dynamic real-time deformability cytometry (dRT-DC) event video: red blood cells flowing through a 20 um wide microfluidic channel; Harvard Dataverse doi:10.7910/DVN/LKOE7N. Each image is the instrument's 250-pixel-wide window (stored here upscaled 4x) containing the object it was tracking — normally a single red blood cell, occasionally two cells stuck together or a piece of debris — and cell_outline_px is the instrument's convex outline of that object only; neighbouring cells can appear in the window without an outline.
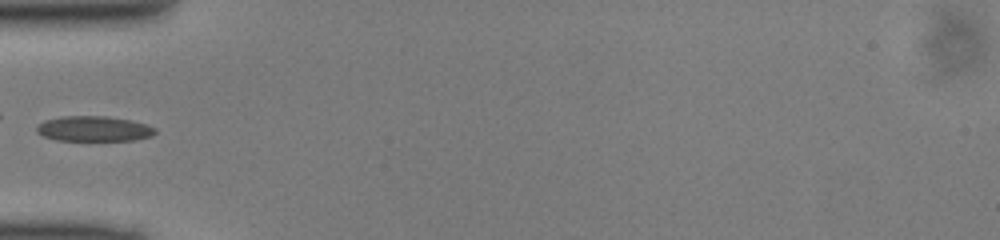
{"species": "common noctule bat (a hibernating species)", "species_latin": "Nyctalus noctula", "temperature_condition": "cold", "stored_images_in_passage": 32, "camera_frame_rate_fps": 3000, "um_per_image_px": 0.085, "animal": {"sex": "male", "body_mass_g": 13.0, "forearm_length_mm": 53.1}, "frame": {"image": 1, "passage_image": 1, "time_ms": 0.0, "image_size_px": [1000, 240], "cell_outline_px": [[156, 132], [152, 136], [136, 140], [56, 140], [44, 136], [36, 132], [36, 128], [44, 120], [60, 116], [108, 116], [132, 120], [148, 124], [156, 128]], "centroid_in_image_um": [8.01, 10.93], "position_along_channel_um": 77.0, "area_um2": 17.57}}